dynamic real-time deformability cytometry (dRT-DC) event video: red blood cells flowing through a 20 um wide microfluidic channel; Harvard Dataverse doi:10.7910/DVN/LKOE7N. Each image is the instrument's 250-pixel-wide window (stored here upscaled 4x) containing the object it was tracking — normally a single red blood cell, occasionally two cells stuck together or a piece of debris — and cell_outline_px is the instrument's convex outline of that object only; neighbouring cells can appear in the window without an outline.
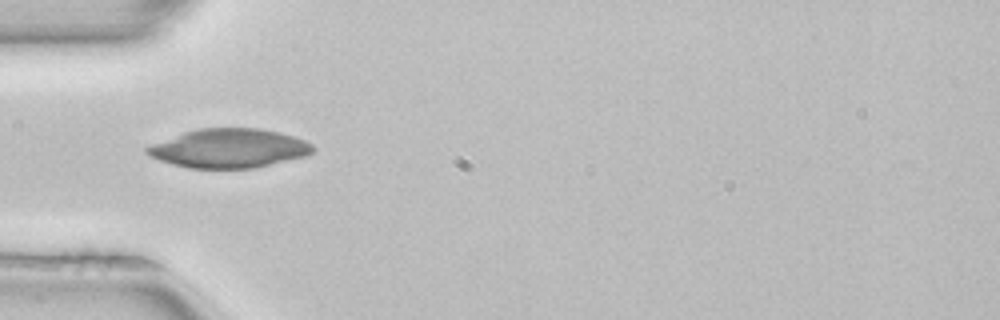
{"species": "common noctule bat (a hibernating species)", "species_latin": "Nyctalus noctula", "temperature_condition": "room temperature", "stored_images_in_passage": 6, "camera_frame_rate_fps": 3000, "um_per_image_px": 0.085, "animal": {"sex": "female", "body_mass_g": 22.7, "forearm_length_mm": 54.2}, "frame": {"image": 1, "passage_image": 2, "time_ms": 0.333, "image_size_px": [1000, 320], "cell_outline_px": [[316, 148], [312, 152], [304, 156], [252, 168], [212, 168], [208, 164], [220, 132], [232, 128], [260, 128], [280, 132], [304, 140], [312, 144]], "centroid_in_image_um": [21.76, 12.61], "position_along_channel_um": 63.2, "area_um2": 22.66}}